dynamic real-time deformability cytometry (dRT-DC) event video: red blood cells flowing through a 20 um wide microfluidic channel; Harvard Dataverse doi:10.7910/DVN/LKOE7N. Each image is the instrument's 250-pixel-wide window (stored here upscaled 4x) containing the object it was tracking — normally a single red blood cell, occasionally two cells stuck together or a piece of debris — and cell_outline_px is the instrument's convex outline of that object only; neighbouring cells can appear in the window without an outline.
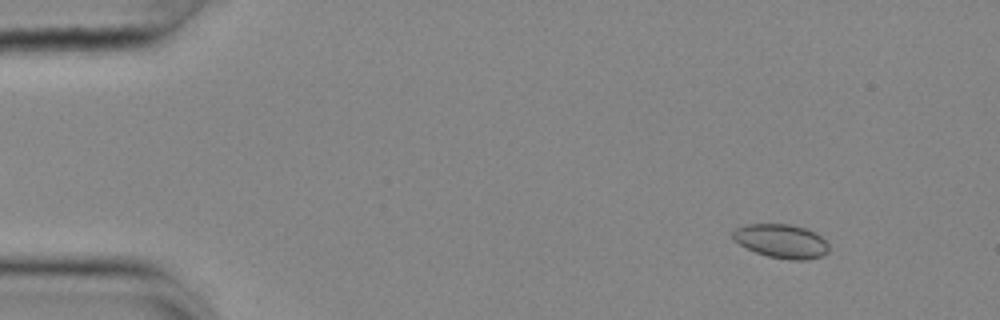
{"species": "common noctule bat (a hibernating species)", "species_latin": "Nyctalus noctula", "temperature_condition": "cold", "stored_images_in_passage": 13, "camera_frame_rate_fps": 3000, "um_per_image_px": 0.085, "animal": {"sex": "female", "body_mass_g": 25.1}, "frame": {"image": 1, "passage_image": 6, "time_ms": 1.667, "image_size_px": [1000, 320], "cell_outline_px": [[828, 252], [820, 256], [808, 260], [792, 260], [768, 256], [756, 252], [740, 244], [732, 236], [732, 232], [736, 228], [748, 224], [788, 224], [804, 228], [820, 236], [828, 244]], "centroid_in_image_um": [66.41, 20.5], "position_along_channel_um": 18.6, "area_um2": 18.61}}